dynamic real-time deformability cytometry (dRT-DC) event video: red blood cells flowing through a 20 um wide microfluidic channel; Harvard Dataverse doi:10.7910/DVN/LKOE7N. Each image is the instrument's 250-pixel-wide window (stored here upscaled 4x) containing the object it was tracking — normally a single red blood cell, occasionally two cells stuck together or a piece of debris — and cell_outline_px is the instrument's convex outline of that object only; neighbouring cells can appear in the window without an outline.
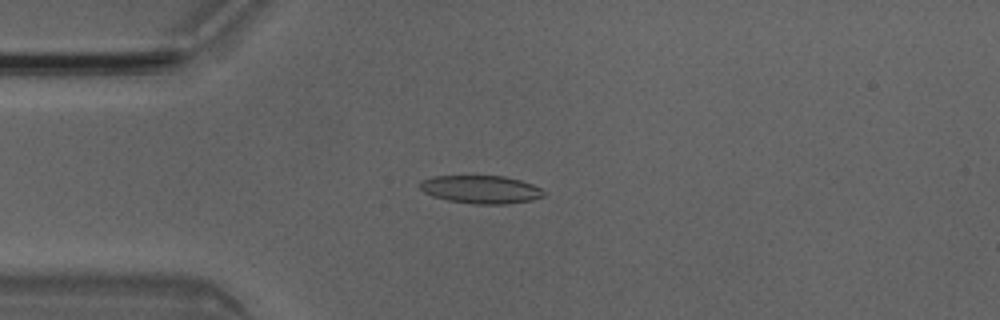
{"species": "Egyptian fruit bat (a non-hibernating species)", "species_latin": "Rousettus aegyptiacus", "temperature_condition": "room temperature", "stored_images_in_passage": 50, "camera_frame_rate_fps": 3000, "um_per_image_px": 0.085, "animal": {"sex": "male"}, "frame": {"image": 1, "passage_image": 12, "time_ms": 3.667, "image_size_px": [1000, 320], "cell_outline_px": [[548, 192], [544, 196], [532, 200], [508, 204], [472, 204], [448, 200], [432, 196], [424, 192], [420, 188], [420, 180], [432, 176], [504, 176], [520, 180], [532, 184]], "centroid_in_image_um": [40.89, 16.1], "position_along_channel_um": 44.1, "area_um2": 20.4}}
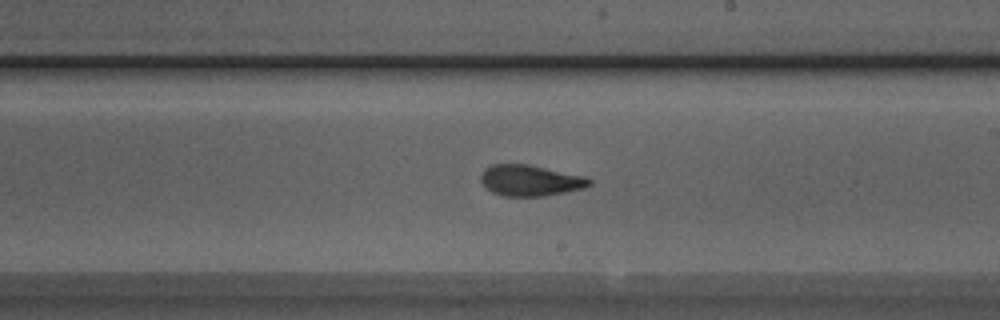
{"frame": {"image": 2, "passage_image": 28, "time_ms": 9.0, "image_size_px": [1000, 320], "cell_outline_px": [[592, 184], [584, 188], [544, 196], [504, 196], [492, 192], [484, 188], [480, 180], [480, 176], [484, 168], [492, 164], [528, 164], [584, 176], [592, 180]], "centroid_in_image_um": [45.03, 15.34], "position_along_channel_um": 244.0, "area_um2": 19.71}}
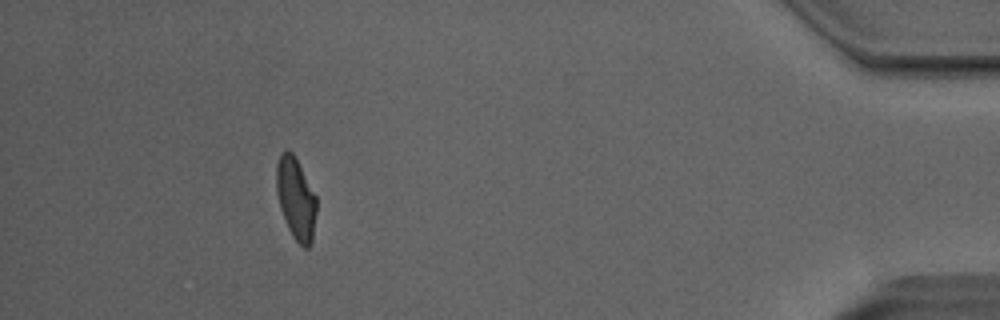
{"frame": {"image": 3, "passage_image": 45, "time_ms": 14.667, "image_size_px": [1000, 320], "cell_outline_px": [[316, 212], [312, 240], [308, 248], [304, 248], [292, 236], [284, 220], [280, 208], [276, 192], [276, 164], [280, 152], [288, 148], [296, 156], [316, 196]], "centroid_in_image_um": [25.13, 16.82], "position_along_channel_um": 410.1, "area_um2": 19.42}, "authors_computed_cell_mechanics": {"area_um2": 19.8543, "velocity_mm_per_s": 4.0577, "shape_relaxation_time_tau1_ms": 5.0636, "shape_relaxation_time_tau2_ms": 1.516, "deformation_change_tau1": 0.1615, "deformation_change_tau2": 0.0834}}